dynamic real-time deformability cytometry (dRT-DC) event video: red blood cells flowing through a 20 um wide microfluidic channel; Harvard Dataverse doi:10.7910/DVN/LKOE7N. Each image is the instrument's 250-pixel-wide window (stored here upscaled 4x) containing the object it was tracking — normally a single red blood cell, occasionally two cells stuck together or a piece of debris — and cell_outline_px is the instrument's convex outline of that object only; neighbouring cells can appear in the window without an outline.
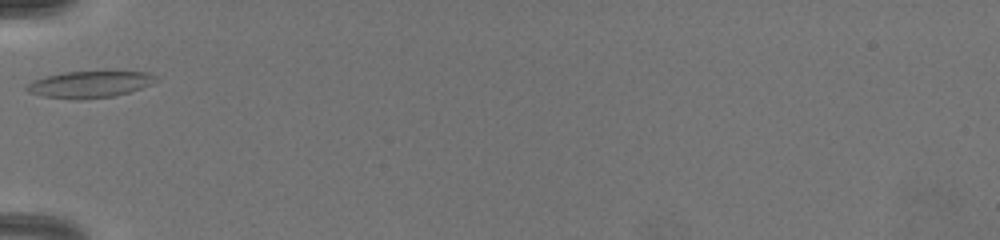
{"species": "common noctule bat (a hibernating species)", "species_latin": "Nyctalus noctula", "temperature_condition": "warm", "stored_images_in_passage": 15, "camera_frame_rate_fps": 3000, "um_per_image_px": 0.085, "animal": {"sex": "female", "body_mass_g": 19.5, "forearm_length_mm": 54.1}, "frame": {"image": 1, "passage_image": 1, "time_ms": 0.0, "image_size_px": [1000, 240], "cell_outline_px": [[156, 80], [152, 84], [128, 92], [112, 96], [44, 96], [28, 92], [24, 88], [32, 80], [44, 76], [64, 72], [148, 72], [156, 76]], "centroid_in_image_um": [7.62, 7.11], "position_along_channel_um": 77.4, "area_um2": 18.84}}
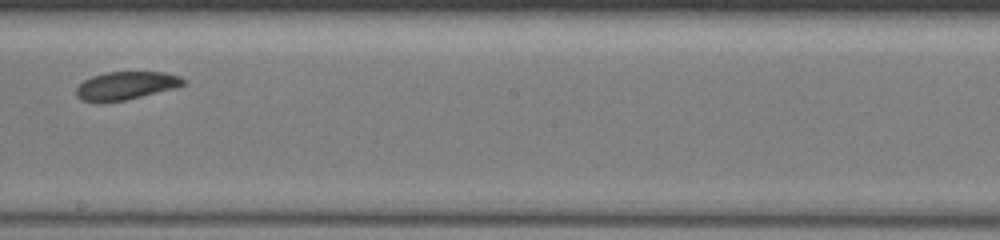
{"frame": {"image": 2, "passage_image": 7, "time_ms": 4.0, "image_size_px": [1000, 240], "cell_outline_px": [[188, 84], [176, 88], [124, 100], [84, 100], [76, 96], [76, 88], [84, 80], [92, 76], [104, 72], [168, 72], [180, 76], [188, 80]], "centroid_in_image_um": [10.81, 7.24], "position_along_channel_um": 237.4, "area_um2": 17.34}}
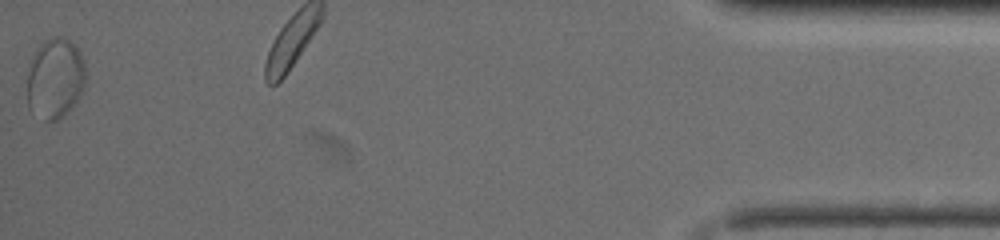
{"frame": {"image": 3, "passage_image": 15, "time_ms": 9.333, "image_size_px": [1000, 240], "cell_outline_px": [[84, 88], [72, 104], [56, 120], [44, 120], [28, 108], [28, 72], [32, 60], [40, 44], [44, 40], [56, 36], [60, 36], [68, 40], [76, 48], [80, 56], [84, 68]], "centroid_in_image_um": [4.65, 6.65], "position_along_channel_um": 430.6, "area_um2": 26.36}, "authors_computed_cell_mechanics": {"area_um2": 18.207, "velocity_mm_per_s": 4.0242, "shape_relaxation_time_tau1_ms": 3.1368, "shape_relaxation_time_tau2_ms": null, "deformation_change_tau1": 0.094, "deformation_change_tau2": null}}